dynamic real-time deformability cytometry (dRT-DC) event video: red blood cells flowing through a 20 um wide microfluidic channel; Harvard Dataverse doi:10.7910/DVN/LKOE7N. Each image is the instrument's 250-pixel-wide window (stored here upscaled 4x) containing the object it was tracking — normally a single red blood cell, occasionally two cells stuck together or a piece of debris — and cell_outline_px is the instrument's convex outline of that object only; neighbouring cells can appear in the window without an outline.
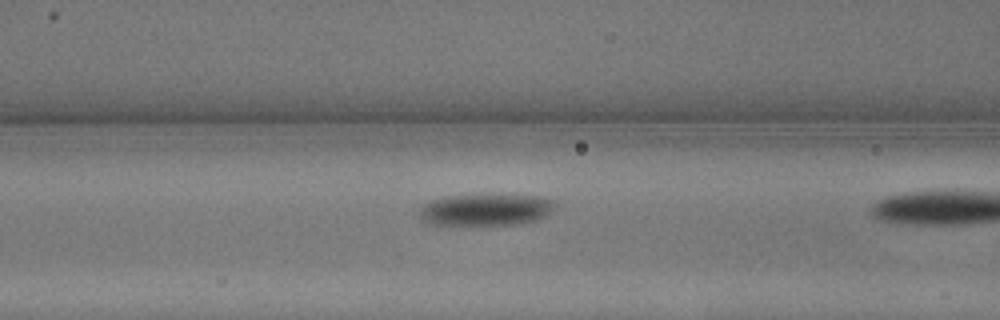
{"species": "common noctule bat (a hibernating species)", "species_latin": "Nyctalus noctula", "temperature_condition": "warm", "stored_images_in_passage": 10, "camera_frame_rate_fps": 3000, "um_per_image_px": 0.085, "animal": {"sex": "male", "body_mass_g": 13.3}, "frame": {"image": 1, "passage_image": 9, "time_ms": 2.667, "image_size_px": [1000, 320], "cell_outline_px": [[556, 204], [552, 212], [536, 220], [512, 224], [432, 224], [424, 220], [420, 216], [420, 208], [424, 204], [432, 200], [448, 196], [544, 196], [556, 200]], "centroid_in_image_um": [41.35, 17.82], "position_along_channel_um": 125.3, "area_um2": 24.45}}